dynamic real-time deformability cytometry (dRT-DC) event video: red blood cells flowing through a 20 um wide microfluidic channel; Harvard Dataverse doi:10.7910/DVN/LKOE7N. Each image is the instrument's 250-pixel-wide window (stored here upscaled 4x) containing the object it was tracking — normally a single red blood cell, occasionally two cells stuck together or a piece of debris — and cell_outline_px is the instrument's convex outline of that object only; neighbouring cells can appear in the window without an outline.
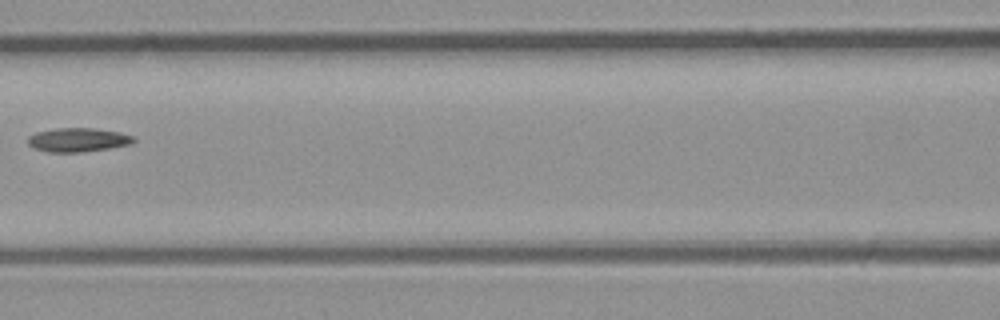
{"species": "common noctule bat (a hibernating species)", "species_latin": "Nyctalus noctula", "temperature_condition": "room temperature", "stored_images_in_passage": 3, "camera_frame_rate_fps": 3000, "um_per_image_px": 0.085, "animal": {"sex": "male", "body_mass_g": 23.1, "forearm_length_mm": 52.7}, "frame": {"image": 1, "passage_image": 3, "time_ms": 2.333, "image_size_px": [1000, 320], "cell_outline_px": [[136, 140], [132, 144], [108, 148], [80, 152], [48, 152], [36, 148], [28, 144], [28, 136], [36, 132], [56, 128], [92, 128], [120, 132], [136, 136]], "centroid_in_image_um": [6.66, 11.88], "position_along_channel_um": 159.9, "area_um2": 14.74}}